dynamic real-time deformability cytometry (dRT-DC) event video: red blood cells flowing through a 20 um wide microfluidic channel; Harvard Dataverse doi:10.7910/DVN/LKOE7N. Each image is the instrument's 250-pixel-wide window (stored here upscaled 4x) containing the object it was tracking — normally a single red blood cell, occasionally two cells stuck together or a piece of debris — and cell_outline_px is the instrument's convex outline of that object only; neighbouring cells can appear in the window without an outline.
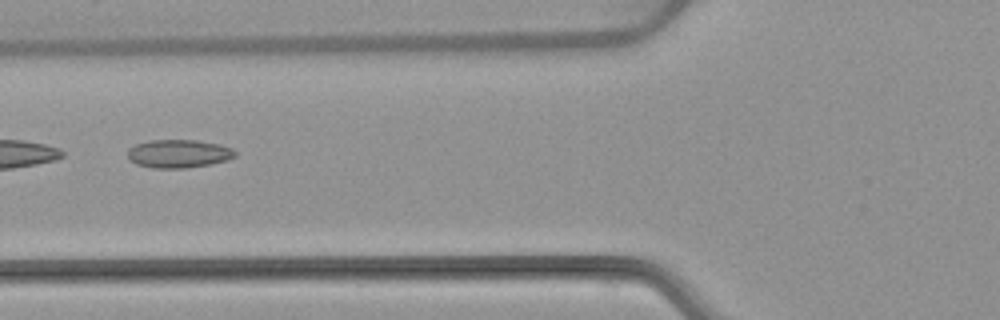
{"species": "common noctule bat (a hibernating species)", "species_latin": "Nyctalus noctula", "temperature_condition": "warm", "stored_images_in_passage": 5, "camera_frame_rate_fps": 3000, "um_per_image_px": 0.085, "animal": {"sex": "female", "body_mass_g": 22.7, "forearm_length_mm": 54.2}, "frame": {"image": 1, "passage_image": 5, "time_ms": 5.667, "image_size_px": [1000, 320], "cell_outline_px": [[236, 156], [228, 160], [212, 164], [188, 168], [152, 168], [136, 164], [128, 160], [128, 148], [136, 144], [148, 140], [196, 140], [220, 144], [232, 148], [236, 152]], "centroid_in_image_um": [15.18, 13.07], "position_along_channel_um": 110.6, "area_um2": 17.98}}